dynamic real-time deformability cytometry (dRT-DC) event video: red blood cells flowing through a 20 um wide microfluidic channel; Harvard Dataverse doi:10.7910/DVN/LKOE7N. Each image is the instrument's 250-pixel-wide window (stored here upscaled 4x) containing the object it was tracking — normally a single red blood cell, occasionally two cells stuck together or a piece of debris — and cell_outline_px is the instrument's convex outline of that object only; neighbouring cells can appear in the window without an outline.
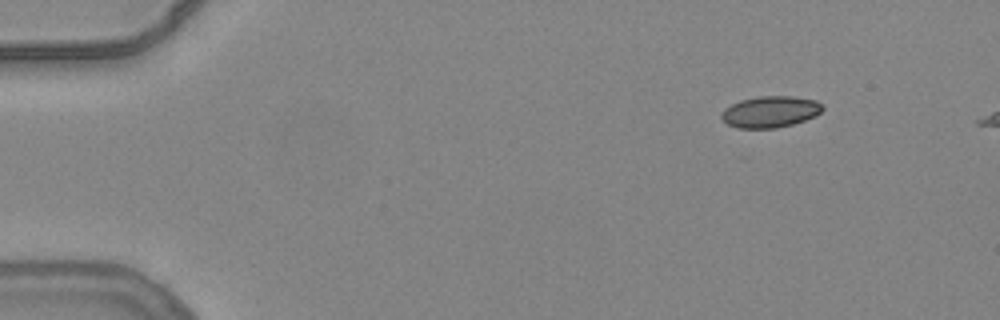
{"species": "common noctule bat (a hibernating species)", "species_latin": "Nyctalus noctula", "temperature_condition": "warm", "stored_images_in_passage": 4, "camera_frame_rate_fps": 3000, "um_per_image_px": 0.085, "animal": {"sex": "female", "body_mass_g": 24.6, "forearm_length_mm": 56.2}, "frame": {"image": 1, "passage_image": 1, "time_ms": 0.0, "image_size_px": [1000, 320], "cell_outline_px": [[824, 108], [816, 116], [792, 124], [776, 128], [736, 128], [728, 124], [720, 116], [720, 112], [724, 108], [740, 100], [756, 96], [792, 96], [816, 100]], "centroid_in_image_um": [65.44, 9.49], "position_along_channel_um": 19.6, "area_um2": 18.55}}